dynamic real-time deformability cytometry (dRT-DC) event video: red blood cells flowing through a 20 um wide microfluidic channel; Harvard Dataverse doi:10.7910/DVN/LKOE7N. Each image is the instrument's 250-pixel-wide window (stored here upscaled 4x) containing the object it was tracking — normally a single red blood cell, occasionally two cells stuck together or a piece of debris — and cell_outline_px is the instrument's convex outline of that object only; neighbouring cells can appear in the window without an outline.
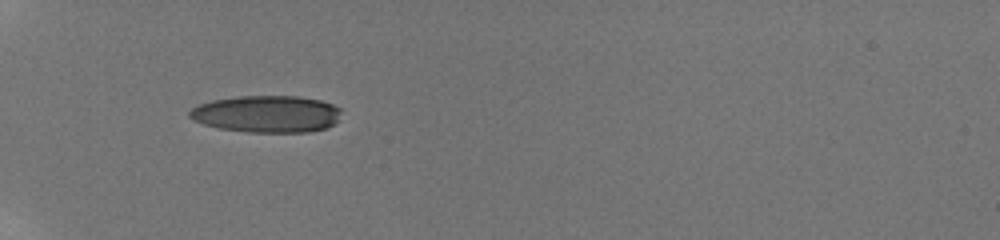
{"species": "human", "species_latin": "Homo sapiens", "temperature_condition": "room temperature", "stored_images_in_passage": 7, "camera_frame_rate_fps": 3000, "um_per_image_px": 0.085, "donor": {"sex": "male"}, "frame": {"image": 1, "passage_image": 1, "time_ms": 0.0, "image_size_px": [1000, 240], "cell_outline_px": [[340, 120], [324, 128], [308, 132], [248, 132], [220, 128], [204, 124], [192, 120], [188, 116], [188, 112], [192, 108], [200, 104], [212, 100], [236, 96], [300, 96], [320, 100], [332, 104], [340, 108]], "centroid_in_image_um": [22.67, 9.68], "position_along_channel_um": 62.3, "area_um2": 32.77}}
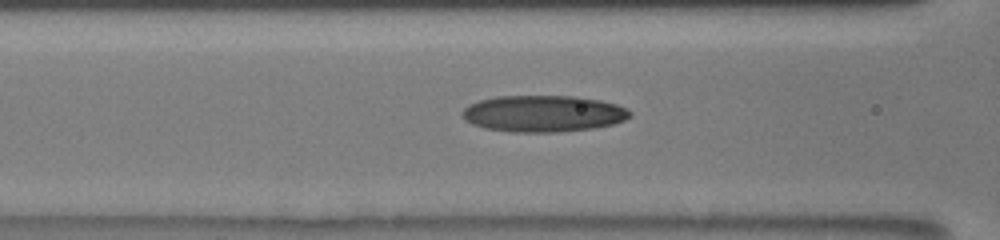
{"frame": {"image": 2, "passage_image": 7, "time_ms": 2.0, "image_size_px": [1000, 240], "cell_outline_px": [[632, 116], [624, 120], [612, 124], [592, 128], [556, 132], [512, 132], [484, 128], [472, 124], [464, 120], [460, 112], [468, 104], [480, 100], [496, 96], [576, 96], [600, 100], [616, 104], [628, 108], [632, 112]], "centroid_in_image_um": [46.16, 9.65], "position_along_channel_um": 120.4, "area_um2": 35.95}}